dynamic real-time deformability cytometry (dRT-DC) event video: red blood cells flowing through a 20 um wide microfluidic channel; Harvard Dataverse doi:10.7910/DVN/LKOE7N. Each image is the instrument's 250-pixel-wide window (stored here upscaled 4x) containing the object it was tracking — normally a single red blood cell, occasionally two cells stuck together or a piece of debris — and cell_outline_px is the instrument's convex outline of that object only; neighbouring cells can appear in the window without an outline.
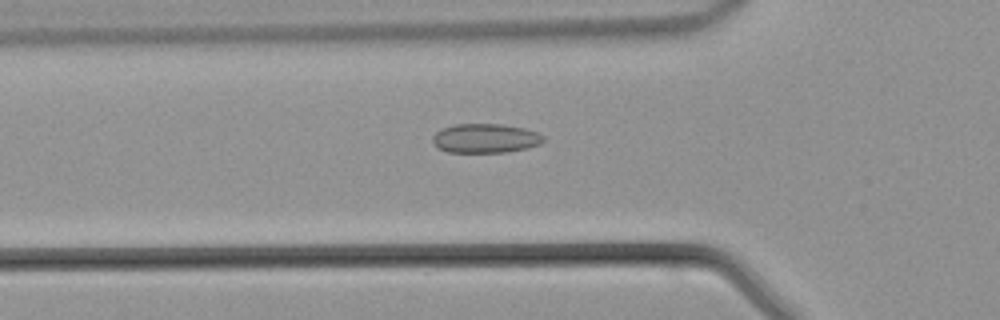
{"species": "common noctule bat (a hibernating species)", "species_latin": "Nyctalus noctula", "temperature_condition": "warm", "stored_images_in_passage": 44, "camera_frame_rate_fps": 3000, "um_per_image_px": 0.085, "animal": {"sex": "male", "body_mass_g": 21.5, "forearm_length_mm": 52.0}, "frame": {"image": 1, "passage_image": 14, "time_ms": 4.333, "image_size_px": [1000, 320], "cell_outline_px": [[544, 140], [540, 144], [528, 148], [508, 152], [448, 152], [436, 148], [432, 144], [432, 136], [440, 128], [456, 124], [500, 124], [524, 128], [536, 132], [544, 136]], "centroid_in_image_um": [41.21, 11.76], "position_along_channel_um": 84.6, "area_um2": 19.07}}
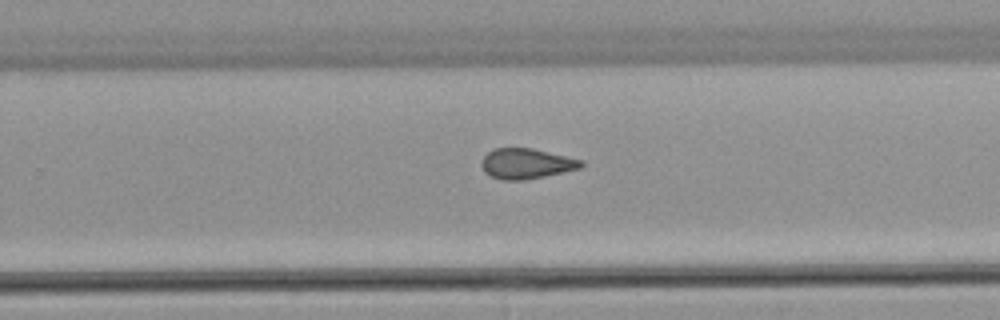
{"frame": {"image": 2, "passage_image": 27, "time_ms": 8.667, "image_size_px": [1000, 320], "cell_outline_px": [[584, 164], [580, 168], [544, 176], [524, 180], [500, 180], [484, 172], [480, 164], [484, 156], [488, 152], [496, 148], [532, 148], [584, 160]], "centroid_in_image_um": [44.73, 13.9], "position_along_channel_um": 285.1, "area_um2": 17.57}}
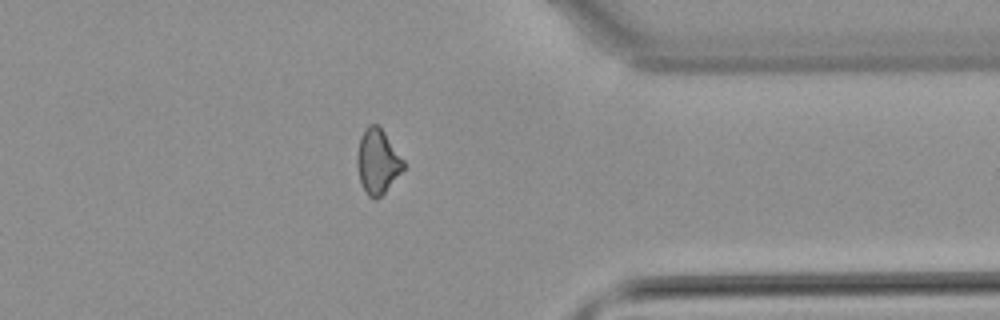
{"frame": {"image": 3, "passage_image": 34, "time_ms": 11.0, "image_size_px": [1000, 320], "cell_outline_px": [[404, 168], [384, 192], [376, 200], [368, 196], [360, 180], [356, 164], [356, 156], [360, 136], [364, 128], [368, 124], [376, 124], [384, 132], [404, 160]], "centroid_in_image_um": [32.06, 13.7], "position_along_channel_um": 379.3, "area_um2": 17.28}}